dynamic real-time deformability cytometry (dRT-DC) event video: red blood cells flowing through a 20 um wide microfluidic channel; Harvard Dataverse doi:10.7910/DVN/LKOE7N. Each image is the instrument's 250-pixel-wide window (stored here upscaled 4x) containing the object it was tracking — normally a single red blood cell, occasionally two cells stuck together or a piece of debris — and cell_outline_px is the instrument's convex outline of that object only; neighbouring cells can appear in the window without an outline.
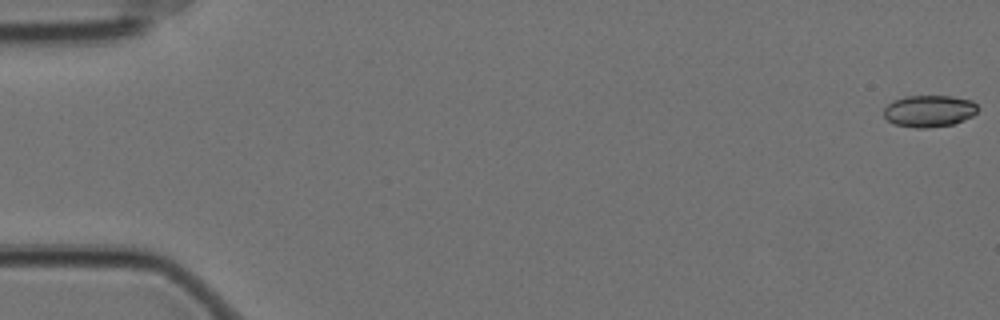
{"species": "Egyptian fruit bat (a non-hibernating species)", "species_latin": "Rousettus aegyptiacus", "temperature_condition": "cold", "stored_images_in_passage": 58, "camera_frame_rate_fps": 3000, "um_per_image_px": 0.085, "animal": {"sex": "female"}, "frame": {"image": 1, "passage_image": 1, "time_ms": 0.0, "image_size_px": [1000, 320], "cell_outline_px": [[976, 112], [972, 116], [964, 120], [952, 124], [928, 128], [916, 128], [896, 124], [888, 120], [884, 116], [884, 108], [892, 100], [904, 96], [952, 96], [972, 100], [976, 104]], "centroid_in_image_um": [78.96, 9.43], "position_along_channel_um": 6.0, "area_um2": 17.4}}
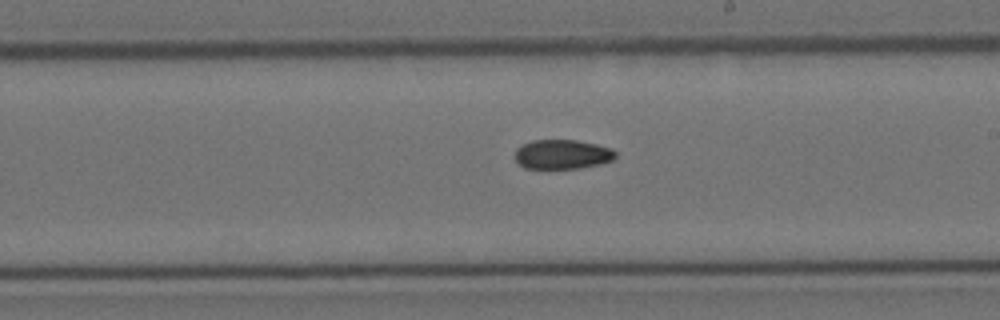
{"frame": {"image": 2, "passage_image": 34, "time_ms": 11.0, "image_size_px": [1000, 320], "cell_outline_px": [[616, 156], [612, 160], [600, 164], [580, 168], [524, 168], [516, 160], [516, 148], [532, 140], [576, 140], [596, 144], [612, 148], [616, 152]], "centroid_in_image_um": [47.82, 13.11], "position_along_channel_um": 241.2, "area_um2": 17.17}}
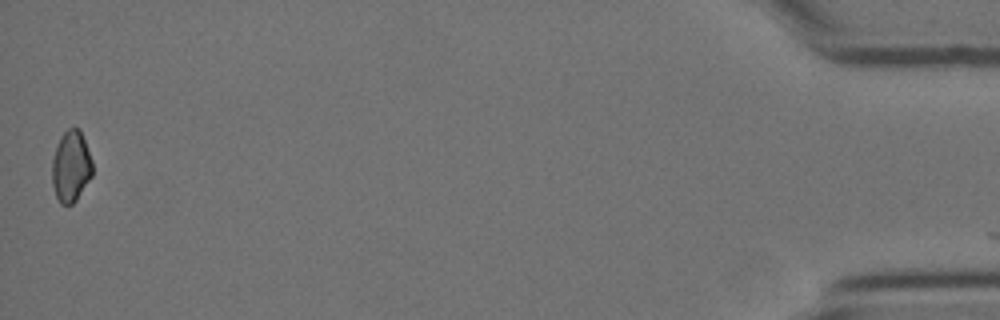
{"frame": {"image": 3, "passage_image": 58, "time_ms": 19.0, "image_size_px": [1000, 320], "cell_outline_px": [[92, 176], [76, 200], [72, 204], [60, 204], [56, 196], [52, 184], [52, 160], [56, 144], [60, 136], [68, 128], [80, 128], [92, 160]], "centroid_in_image_um": [6.02, 14.13], "position_along_channel_um": 429.2, "area_um2": 16.88}, "authors_computed_cell_mechanics": {"area_um2": 17.8602, "velocity_mm_per_s": 3.5118, "shape_relaxation_time_tau1_ms": null, "shape_relaxation_time_tau2_ms": 9.9351, "deformation_change_tau1": null, "deformation_change_tau2": 0.1208}}